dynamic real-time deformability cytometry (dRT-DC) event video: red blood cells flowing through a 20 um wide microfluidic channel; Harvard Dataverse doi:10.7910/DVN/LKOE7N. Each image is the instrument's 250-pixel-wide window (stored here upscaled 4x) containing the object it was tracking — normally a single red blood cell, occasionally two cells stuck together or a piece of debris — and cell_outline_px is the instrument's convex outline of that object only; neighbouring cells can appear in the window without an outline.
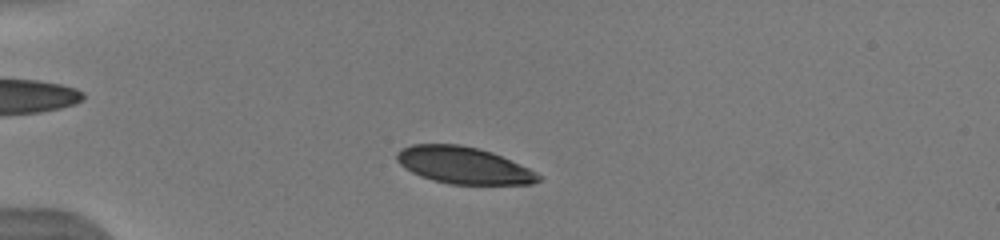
{"species": "human", "species_latin": "Homo sapiens", "temperature_condition": "warm", "stored_images_in_passage": 45, "camera_frame_rate_fps": 3000, "um_per_image_px": 0.085, "donor": {"sex": "male"}, "frame": {"image": 1, "passage_image": 7, "time_ms": 2.0, "image_size_px": [1000, 240], "cell_outline_px": [[544, 176], [540, 180], [532, 184], [448, 184], [420, 176], [404, 168], [396, 160], [396, 152], [400, 148], [412, 144], [460, 144], [480, 148], [492, 152], [528, 168]], "centroid_in_image_um": [39.38, 14.04], "position_along_channel_um": 45.6, "area_um2": 30.58}, "authors_computed_cell_mechanics": {"area_um2": 31.9634, "velocity_mm_per_s": 3.9474, "shape_relaxation_time_tau1_ms": 2.4864, "shape_relaxation_time_tau2_ms": 2.8477, "deformation_change_tau1": 0.1039, "deformation_change_tau2": 0.0642}}